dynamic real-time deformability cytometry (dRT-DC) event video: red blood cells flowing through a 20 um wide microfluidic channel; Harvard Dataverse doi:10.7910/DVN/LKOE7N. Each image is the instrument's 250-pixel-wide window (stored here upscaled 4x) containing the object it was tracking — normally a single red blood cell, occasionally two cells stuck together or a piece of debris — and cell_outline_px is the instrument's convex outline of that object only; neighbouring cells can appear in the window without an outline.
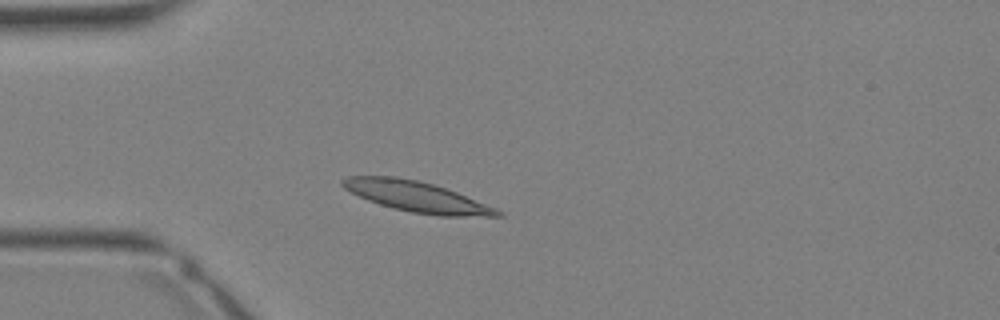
{"species": "Egyptian fruit bat (a non-hibernating species)", "species_latin": "Rousettus aegyptiacus", "temperature_condition": "warm", "stored_images_in_passage": 29, "camera_frame_rate_fps": 3000, "um_per_image_px": 0.085, "animal": {"sex": "female"}, "frame": {"image": 1, "passage_image": 4, "time_ms": 1.0, "image_size_px": [1000, 320], "cell_outline_px": [[504, 216], [440, 216], [412, 212], [392, 208], [368, 200], [344, 188], [340, 184], [340, 180], [348, 176], [396, 176], [416, 180], [432, 184], [456, 192], [496, 208], [504, 212]], "centroid_in_image_um": [35.41, 16.72], "position_along_channel_um": 49.6, "area_um2": 27.28}}
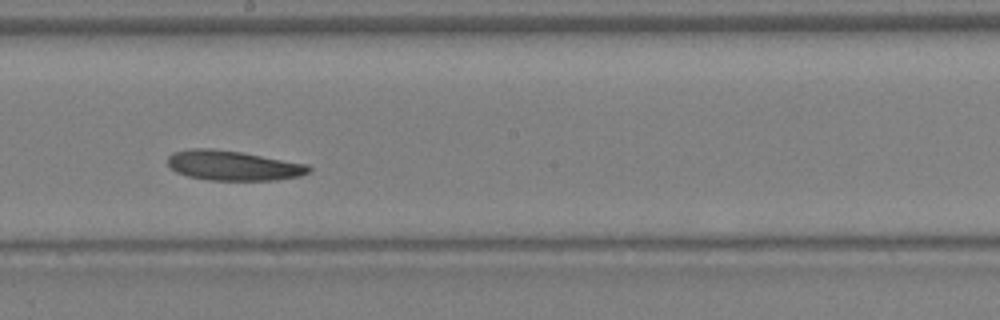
{"frame": {"image": 2, "passage_image": 14, "time_ms": 4.333, "image_size_px": [1000, 320], "cell_outline_px": [[312, 168], [308, 172], [300, 176], [276, 180], [208, 180], [188, 176], [176, 172], [168, 164], [168, 156], [172, 152], [188, 148], [212, 148], [240, 152], [308, 164]], "centroid_in_image_um": [19.79, 14.06], "position_along_channel_um": 228.4, "area_um2": 24.57}}
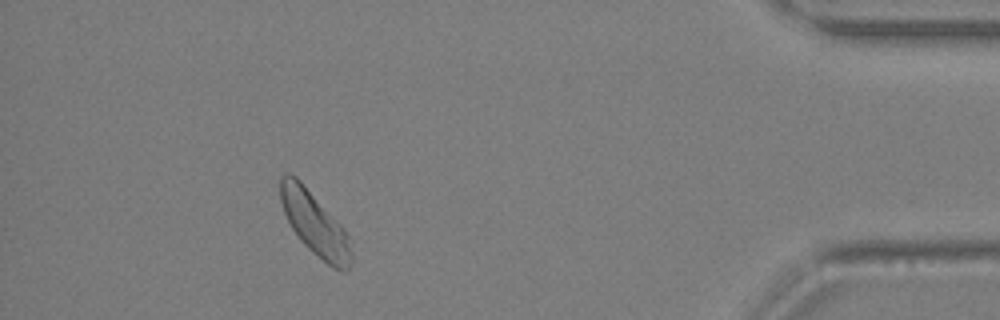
{"frame": {"image": 3, "passage_image": 26, "time_ms": 8.333, "image_size_px": [1000, 320], "cell_outline_px": [[352, 264], [348, 272], [344, 272], [332, 268], [312, 252], [300, 240], [292, 228], [284, 212], [280, 200], [280, 176], [284, 172], [288, 172], [296, 176], [300, 180], [344, 228], [348, 236], [352, 256]], "centroid_in_image_um": [26.76, 19.03], "position_along_channel_um": 408.4, "area_um2": 26.24}}